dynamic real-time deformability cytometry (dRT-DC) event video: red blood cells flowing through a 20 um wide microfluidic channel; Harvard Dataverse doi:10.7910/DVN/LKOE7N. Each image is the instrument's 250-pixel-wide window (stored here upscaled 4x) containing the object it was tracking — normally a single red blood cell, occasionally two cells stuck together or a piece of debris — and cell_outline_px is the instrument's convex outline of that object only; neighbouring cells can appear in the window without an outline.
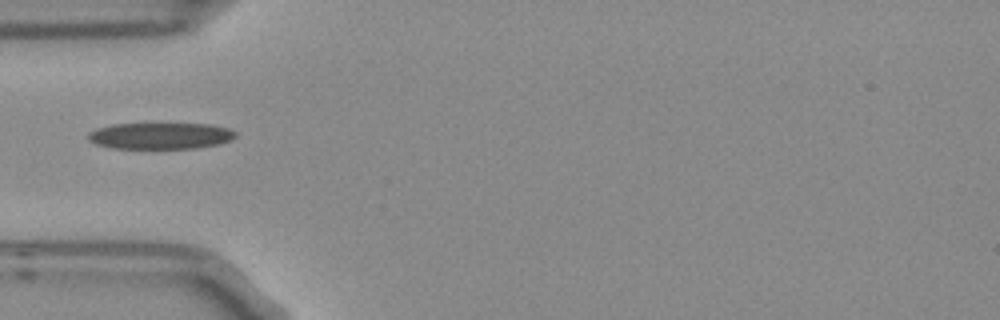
{"species": "Egyptian fruit bat (a non-hibernating species)", "species_latin": "Rousettus aegyptiacus", "temperature_condition": "room temperature", "stored_images_in_passage": 1, "camera_frame_rate_fps": 3000, "um_per_image_px": 0.085, "frame": {"image": 1, "passage_image": 1, "time_ms": 0.0, "image_size_px": [1000, 320], "cell_outline_px": [[236, 136], [228, 140], [216, 144], [196, 148], [112, 148], [96, 144], [88, 140], [88, 132], [96, 128], [112, 124], [212, 124], [228, 128], [236, 132]], "centroid_in_image_um": [13.59, 11.54], "position_along_channel_um": 71.4, "area_um2": 22.54}}